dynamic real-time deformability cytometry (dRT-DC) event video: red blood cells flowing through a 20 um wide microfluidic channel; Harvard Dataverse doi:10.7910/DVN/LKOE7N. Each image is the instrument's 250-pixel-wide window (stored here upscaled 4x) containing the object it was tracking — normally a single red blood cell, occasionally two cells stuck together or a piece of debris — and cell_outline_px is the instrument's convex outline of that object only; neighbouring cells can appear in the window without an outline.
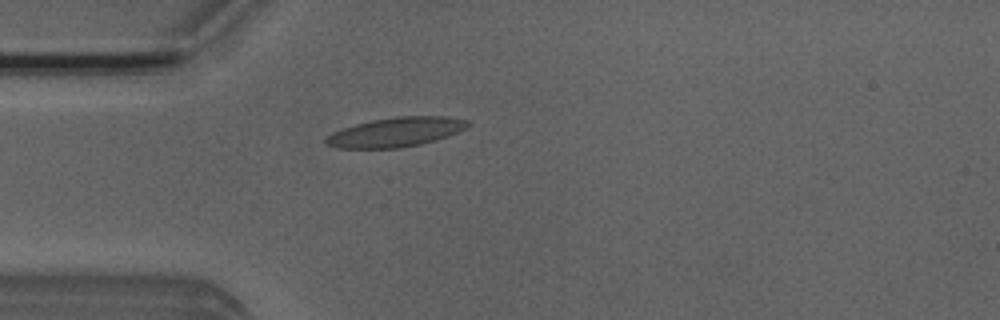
{"species": "Egyptian fruit bat (a non-hibernating species)", "species_latin": "Rousettus aegyptiacus", "temperature_condition": "room temperature", "stored_images_in_passage": 2, "camera_frame_rate_fps": 3000, "um_per_image_px": 0.085, "animal": {"sex": "male"}, "frame": {"image": 1, "passage_image": 2, "time_ms": 1.0, "image_size_px": [1000, 320], "cell_outline_px": [[472, 124], [448, 136], [436, 140], [420, 144], [400, 148], [336, 148], [324, 144], [324, 140], [332, 132], [356, 124], [372, 120], [396, 116], [448, 116], [468, 120]], "centroid_in_image_um": [33.64, 11.23], "position_along_channel_um": 51.4, "area_um2": 24.33}}